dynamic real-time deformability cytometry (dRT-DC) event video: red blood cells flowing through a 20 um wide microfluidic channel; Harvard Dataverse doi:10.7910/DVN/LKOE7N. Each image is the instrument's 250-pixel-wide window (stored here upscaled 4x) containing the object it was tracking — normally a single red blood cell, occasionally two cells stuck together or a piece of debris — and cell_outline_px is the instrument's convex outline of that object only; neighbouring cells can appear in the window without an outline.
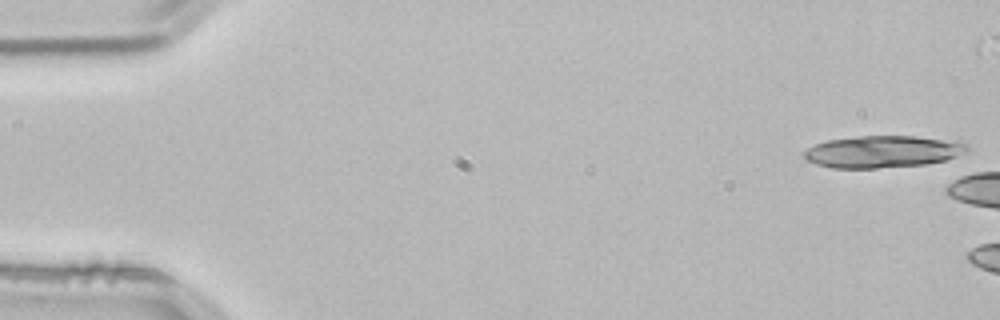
{"species": "common noctule bat (a hibernating species)", "species_latin": "Nyctalus noctula", "temperature_condition": "room temperature", "stored_images_in_passage": 6, "camera_frame_rate_fps": 3000, "um_per_image_px": 0.085, "animal": {"sex": "male", "body_mass_g": 21.5, "forearm_length_mm": 52.0}, "frame": {"image": 1, "passage_image": 1, "time_ms": 0.0, "image_size_px": [1000, 320], "cell_outline_px": [[968, 148], [964, 152], [956, 156], [944, 160], [924, 164], [876, 168], [832, 168], [816, 164], [808, 160], [804, 156], [804, 152], [808, 148], [816, 144], [828, 140], [860, 136], [916, 136], [960, 140]], "centroid_in_image_um": [75.04, 12.88], "position_along_channel_um": 10.0, "area_um2": 30.23}}